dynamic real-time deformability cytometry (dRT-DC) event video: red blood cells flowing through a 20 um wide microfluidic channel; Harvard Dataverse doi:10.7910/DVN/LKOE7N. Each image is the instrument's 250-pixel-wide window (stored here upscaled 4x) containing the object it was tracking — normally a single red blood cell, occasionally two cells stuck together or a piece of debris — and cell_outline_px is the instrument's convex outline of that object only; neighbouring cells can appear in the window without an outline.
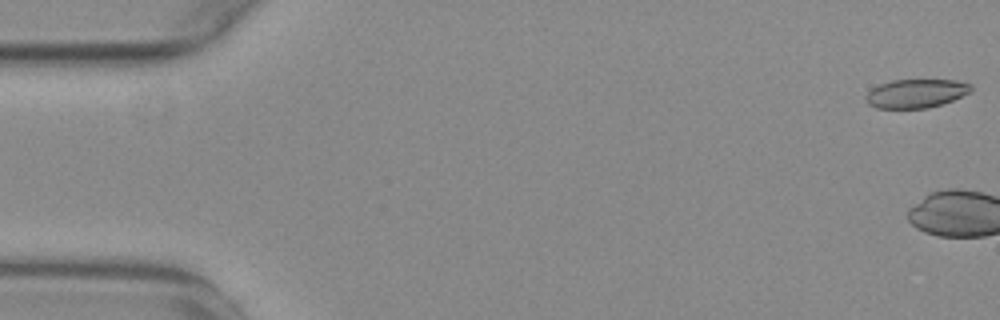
{"species": "common noctule bat (a hibernating species)", "species_latin": "Nyctalus noctula", "temperature_condition": "warm", "stored_images_in_passage": 3, "camera_frame_rate_fps": 3000, "um_per_image_px": 0.085, "animal": {"sex": "female", "body_mass_g": 29.2, "forearm_length_mm": 56.3}, "frame": {"image": 1, "passage_image": 1, "time_ms": 0.0, "image_size_px": [1000, 320], "cell_outline_px": [[972, 92], [952, 100], [928, 108], [876, 108], [868, 104], [864, 100], [864, 96], [872, 88], [880, 84], [892, 80], [956, 80], [972, 84]], "centroid_in_image_um": [77.85, 7.94], "position_along_channel_um": 7.1, "area_um2": 17.69}}